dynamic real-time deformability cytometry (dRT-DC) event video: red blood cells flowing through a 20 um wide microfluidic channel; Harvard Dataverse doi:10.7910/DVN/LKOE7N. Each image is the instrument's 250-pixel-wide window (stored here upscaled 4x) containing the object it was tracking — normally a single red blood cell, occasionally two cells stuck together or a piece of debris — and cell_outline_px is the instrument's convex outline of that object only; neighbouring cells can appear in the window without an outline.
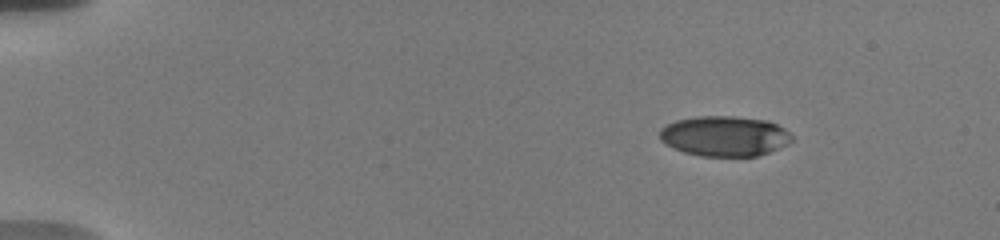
{"species": "human", "species_latin": "Homo sapiens", "temperature_condition": "warm", "stored_images_in_passage": 49, "camera_frame_rate_fps": 3000, "um_per_image_px": 0.085, "donor": {"sex": "male"}, "frame": {"image": 1, "passage_image": 1, "time_ms": 0.0, "image_size_px": [1000, 240], "cell_outline_px": [[792, 140], [788, 144], [768, 152], [756, 156], [700, 156], [684, 152], [664, 144], [660, 140], [660, 128], [676, 120], [696, 116], [732, 116], [768, 120], [784, 128], [792, 136]], "centroid_in_image_um": [61.57, 11.56], "position_along_channel_um": 23.4, "area_um2": 31.04}}
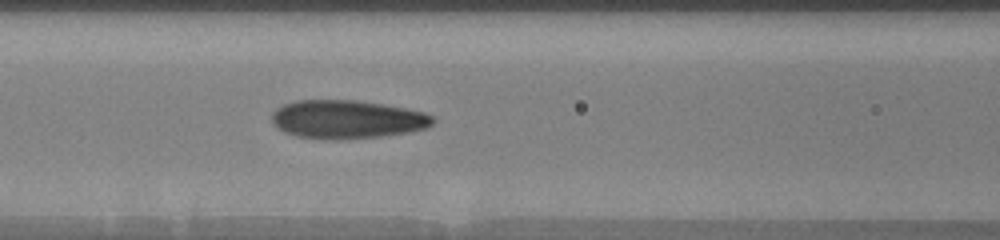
{"frame": {"image": 2, "passage_image": 19, "time_ms": 6.0, "image_size_px": [1000, 240], "cell_outline_px": [[436, 120], [428, 128], [408, 132], [380, 136], [336, 140], [328, 140], [296, 136], [284, 132], [276, 128], [272, 124], [272, 112], [276, 108], [284, 104], [296, 100], [356, 100], [384, 104], [424, 112], [432, 116]], "centroid_in_image_um": [29.47, 10.15], "position_along_channel_um": 137.1, "area_um2": 36.36}}
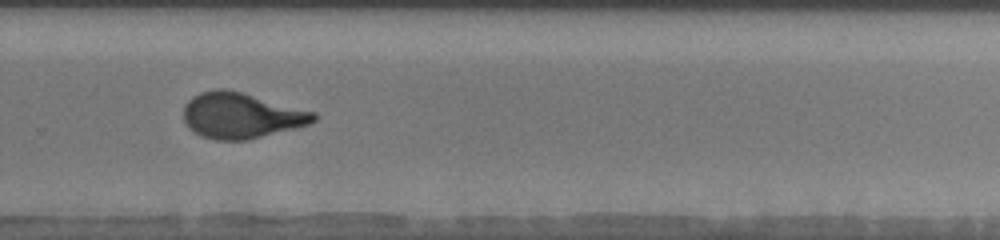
{"frame": {"image": 3, "passage_image": 33, "time_ms": 10.667, "image_size_px": [1000, 240], "cell_outline_px": [[320, 116], [316, 120], [308, 124], [296, 128], [248, 140], [216, 140], [200, 136], [188, 128], [184, 120], [184, 104], [192, 96], [200, 92], [220, 88], [224, 88], [240, 92], [316, 112]], "centroid_in_image_um": [20.49, 9.83], "position_along_channel_um": 309.3, "area_um2": 34.74}, "authors_computed_cell_mechanics": {"area_um2": 34.5644, "velocity_mm_per_s": 3.7026, "shape_relaxation_time_tau1_ms": 4.4161, "shape_relaxation_time_tau2_ms": 0.9946, "deformation_change_tau1": 0.2161, "deformation_change_tau2": 0.0874}}